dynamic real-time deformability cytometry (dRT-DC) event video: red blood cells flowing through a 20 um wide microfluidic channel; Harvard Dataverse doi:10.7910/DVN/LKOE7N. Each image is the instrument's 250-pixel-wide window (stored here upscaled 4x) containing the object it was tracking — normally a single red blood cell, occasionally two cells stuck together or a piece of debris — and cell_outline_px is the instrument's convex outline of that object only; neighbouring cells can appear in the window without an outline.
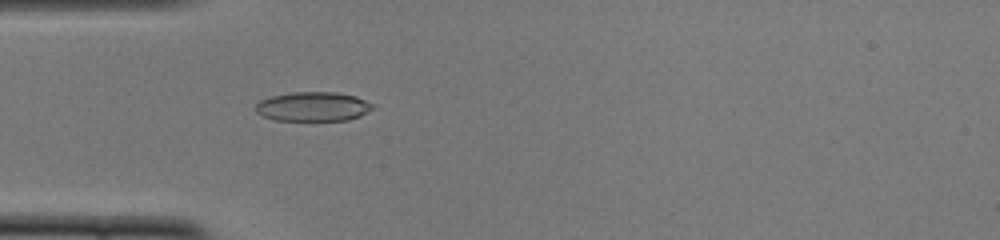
{"species": "common noctule bat (a hibernating species)", "species_latin": "Nyctalus noctula", "temperature_condition": "cold", "stored_images_in_passage": 30, "camera_frame_rate_fps": 3000, "um_per_image_px": 0.085, "animal": {"sex": "female", "body_mass_g": 22.0, "forearm_length_mm": 56.7}, "frame": {"image": 1, "passage_image": 1, "time_ms": 0.0, "image_size_px": [1000, 240], "cell_outline_px": [[376, 108], [360, 116], [348, 120], [276, 120], [260, 116], [256, 112], [256, 104], [260, 100], [272, 96], [292, 92], [336, 92], [356, 96], [376, 104]], "centroid_in_image_um": [26.65, 9.06], "position_along_channel_um": 58.3, "area_um2": 20.23}}
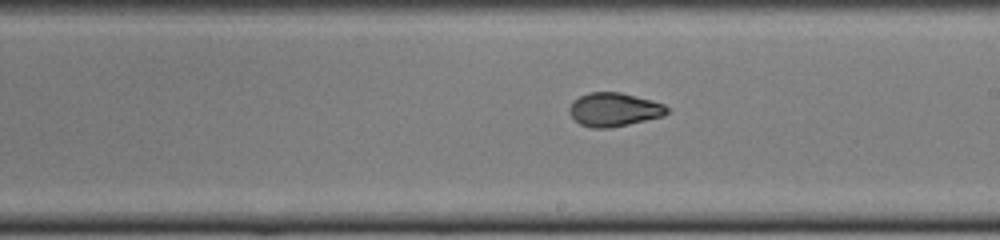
{"frame": {"image": 2, "passage_image": 15, "time_ms": 4.667, "image_size_px": [1000, 240], "cell_outline_px": [[668, 112], [664, 116], [612, 128], [592, 128], [580, 124], [568, 112], [568, 108], [572, 100], [588, 92], [620, 92], [652, 100], [664, 104], [668, 108]], "centroid_in_image_um": [52.18, 9.31], "position_along_channel_um": 236.8, "area_um2": 19.31}}
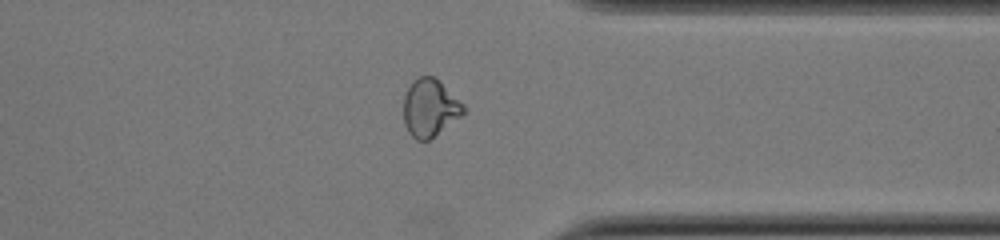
{"frame": {"image": 3, "passage_image": 26, "time_ms": 8.333, "image_size_px": [1000, 240], "cell_outline_px": [[468, 108], [460, 116], [428, 140], [416, 140], [408, 132], [404, 124], [404, 96], [412, 80], [420, 76], [432, 76], [464, 104]], "centroid_in_image_um": [36.52, 9.17], "position_along_channel_um": 374.9, "area_um2": 19.71}, "authors_computed_cell_mechanics": {"area_um2": 19.3052, "velocity_mm_per_s": 3.8716, "shape_relaxation_time_tau1_ms": 5.6767, "shape_relaxation_time_tau2_ms": 1.2881, "deformation_change_tau1": 0.1719, "deformation_change_tau2": 0.0473}}